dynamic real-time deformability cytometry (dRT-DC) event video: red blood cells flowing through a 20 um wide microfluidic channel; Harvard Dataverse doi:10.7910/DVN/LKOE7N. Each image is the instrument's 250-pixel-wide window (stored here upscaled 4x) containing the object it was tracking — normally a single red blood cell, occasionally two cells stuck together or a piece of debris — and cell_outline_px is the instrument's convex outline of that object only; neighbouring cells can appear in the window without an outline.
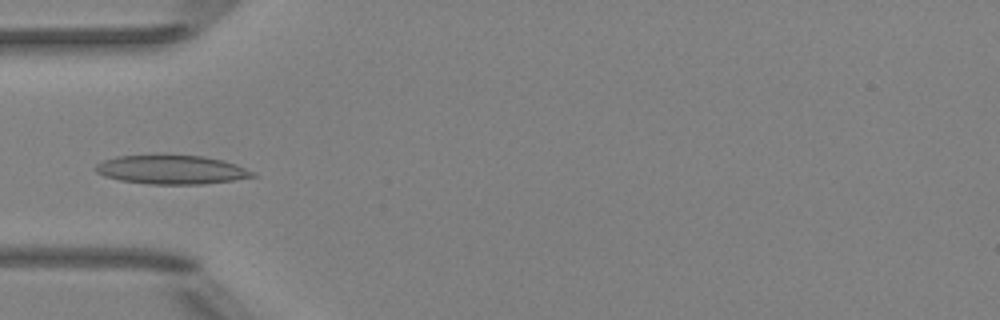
{"species": "Egyptian fruit bat (a non-hibernating species)", "species_latin": "Rousettus aegyptiacus", "temperature_condition": "room temperature", "stored_images_in_passage": 5, "camera_frame_rate_fps": 3000, "um_per_image_px": 0.085, "animal": {"sex": "female"}, "frame": {"image": 1, "passage_image": 5, "time_ms": 5.333, "image_size_px": [1000, 320], "cell_outline_px": [[256, 176], [232, 180], [204, 184], [148, 184], [120, 180], [104, 176], [96, 172], [92, 168], [96, 164], [104, 160], [116, 156], [204, 156], [224, 160], [236, 164], [256, 172]], "centroid_in_image_um": [14.58, 14.43], "position_along_channel_um": 70.4, "area_um2": 26.3}}